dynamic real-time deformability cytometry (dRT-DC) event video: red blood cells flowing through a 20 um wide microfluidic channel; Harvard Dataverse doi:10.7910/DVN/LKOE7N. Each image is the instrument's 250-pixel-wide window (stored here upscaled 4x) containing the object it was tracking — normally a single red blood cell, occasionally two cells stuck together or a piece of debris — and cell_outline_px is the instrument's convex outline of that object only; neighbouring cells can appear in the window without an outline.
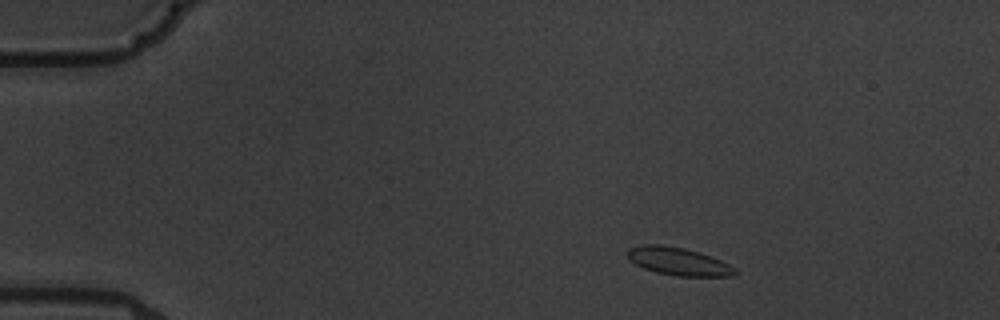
{"species": "common noctule bat (a hibernating species)", "species_latin": "Nyctalus noctula", "temperature_condition": "warm", "stored_images_in_passage": 3, "camera_frame_rate_fps": 3000, "um_per_image_px": 0.085, "animal": {"sex": "male", "body_mass_g": 19.5, "forearm_length_mm": 54.6}, "frame": {"image": 1, "passage_image": 1, "time_ms": 0.0, "image_size_px": [1000, 320], "cell_outline_px": [[740, 272], [732, 276], [676, 276], [656, 272], [644, 268], [628, 260], [628, 248], [644, 244], [660, 244], [684, 248], [700, 252], [712, 256], [736, 268]], "centroid_in_image_um": [57.68, 22.21], "position_along_channel_um": 27.3, "area_um2": 17.57}}